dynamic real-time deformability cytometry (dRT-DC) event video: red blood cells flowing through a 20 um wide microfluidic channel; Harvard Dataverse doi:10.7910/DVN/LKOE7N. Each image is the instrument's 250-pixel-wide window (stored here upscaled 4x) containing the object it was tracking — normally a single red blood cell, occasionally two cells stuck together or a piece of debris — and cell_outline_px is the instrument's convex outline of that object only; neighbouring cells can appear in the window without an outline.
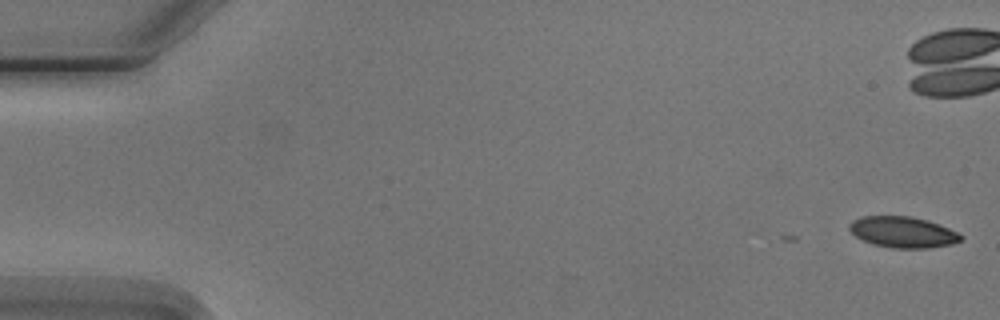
{"species": "Egyptian fruit bat (a non-hibernating species)", "species_latin": "Rousettus aegyptiacus", "temperature_condition": "cold", "stored_images_in_passage": 7, "camera_frame_rate_fps": 3000, "um_per_image_px": 0.085, "animal": {"sex": "male"}, "frame": {"image": 1, "passage_image": 1, "time_ms": 0.0, "image_size_px": [1000, 320], "cell_outline_px": [[964, 236], [960, 240], [948, 244], [928, 248], [892, 248], [876, 244], [864, 240], [856, 236], [848, 228], [848, 224], [852, 220], [860, 216], [912, 216], [928, 220], [948, 228]], "centroid_in_image_um": [76.71, 19.71], "position_along_channel_um": 8.3, "area_um2": 19.94}}